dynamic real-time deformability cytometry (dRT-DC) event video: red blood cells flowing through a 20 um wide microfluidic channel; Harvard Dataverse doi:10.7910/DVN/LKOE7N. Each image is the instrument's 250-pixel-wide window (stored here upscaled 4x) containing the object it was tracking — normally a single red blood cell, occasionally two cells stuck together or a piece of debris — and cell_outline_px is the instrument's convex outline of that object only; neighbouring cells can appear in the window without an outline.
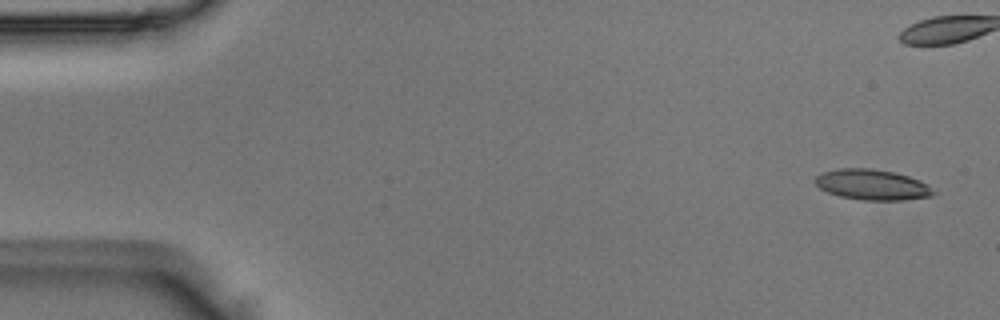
{"species": "Egyptian fruit bat (a non-hibernating species)", "species_latin": "Rousettus aegyptiacus", "temperature_condition": "room temperature", "stored_images_in_passage": 52, "camera_frame_rate_fps": 3000, "um_per_image_px": 0.085, "animal": {"sex": "male"}, "frame": {"image": 1, "passage_image": 2, "time_ms": 0.333, "image_size_px": [1000, 320], "cell_outline_px": [[936, 192], [932, 196], [904, 200], [860, 200], [840, 196], [828, 192], [820, 188], [812, 180], [816, 176], [824, 172], [840, 168], [868, 168], [896, 172], [920, 180], [928, 184]], "centroid_in_image_um": [74.15, 15.7], "position_along_channel_um": 10.8, "area_um2": 21.15}}
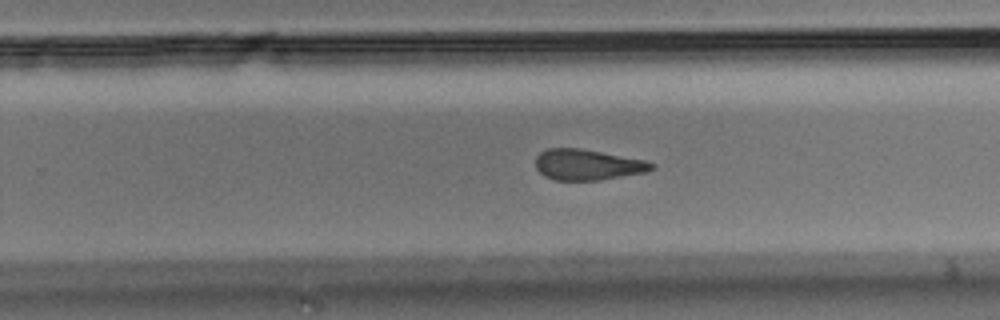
{"frame": {"image": 2, "passage_image": 32, "time_ms": 10.333, "image_size_px": [1000, 320], "cell_outline_px": [[656, 168], [644, 172], [600, 180], [556, 180], [544, 176], [536, 168], [536, 156], [540, 152], [548, 148], [580, 148], [644, 160], [656, 164]], "centroid_in_image_um": [49.93, 14.0], "position_along_channel_um": 279.9, "area_um2": 20.69}}
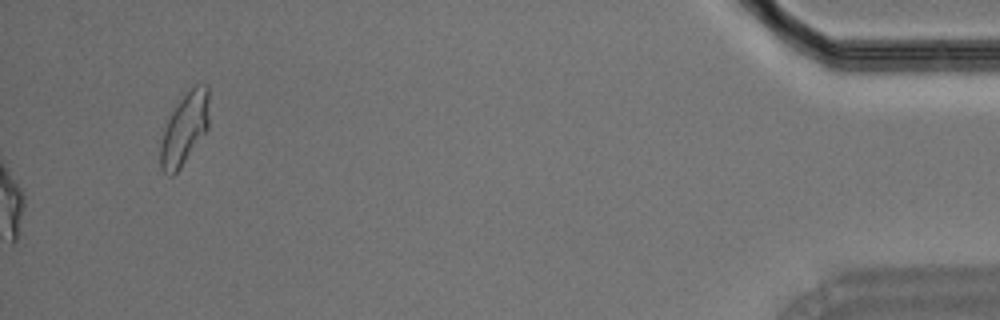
{"frame": {"image": 3, "passage_image": 52, "time_ms": 17.0, "image_size_px": [1000, 320], "cell_outline_px": [[208, 128], [180, 168], [172, 176], [168, 176], [160, 168], [160, 144], [164, 128], [172, 108], [196, 84], [208, 84]], "centroid_in_image_um": [15.66, 10.95], "position_along_channel_um": 419.5, "area_um2": 20.23}}